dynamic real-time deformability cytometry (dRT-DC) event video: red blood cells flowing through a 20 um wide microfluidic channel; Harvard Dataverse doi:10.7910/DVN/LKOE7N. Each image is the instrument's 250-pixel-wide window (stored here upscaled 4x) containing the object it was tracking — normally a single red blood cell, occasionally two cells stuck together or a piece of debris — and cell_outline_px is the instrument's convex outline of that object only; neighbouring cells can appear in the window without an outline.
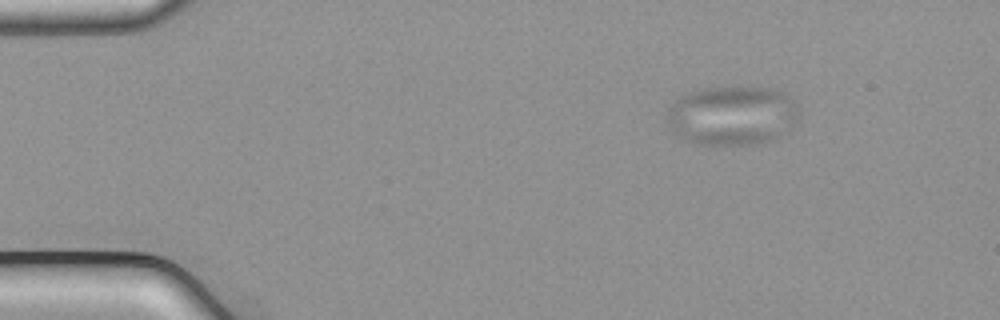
{"species": "common noctule bat (a hibernating species)", "species_latin": "Nyctalus noctula", "temperature_condition": "cold", "stored_images_in_passage": 47, "camera_frame_rate_fps": 3000, "um_per_image_px": 0.085, "animal": {"sex": "male", "body_mass_g": 21.5, "forearm_length_mm": 52.0}, "frame": {"image": 1, "passage_image": 1, "time_ms": 0.0, "image_size_px": [1000, 320], "cell_outline_px": [[796, 112], [788, 132], [772, 140], [752, 144], [700, 144], [688, 140], [680, 136], [672, 128], [668, 120], [668, 112], [672, 104], [680, 96], [688, 92], [700, 88], [752, 84], [768, 88], [780, 92], [788, 96], [796, 104]], "centroid_in_image_um": [62.23, 9.77], "position_along_channel_um": 22.8, "area_um2": 45.49}}
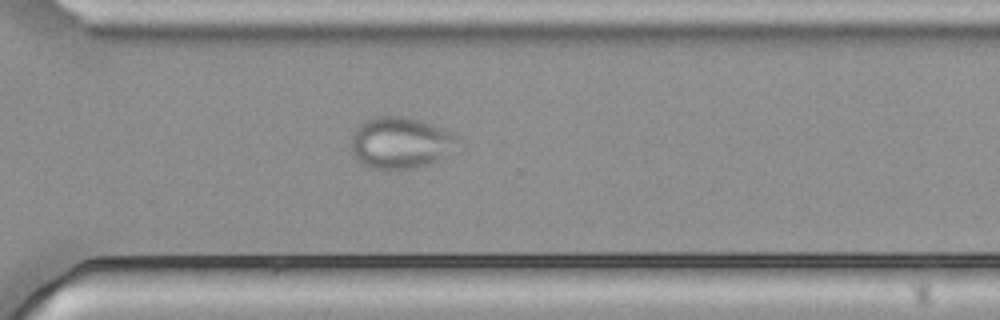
{"frame": {"image": 2, "passage_image": 32, "time_ms": 10.333, "image_size_px": [1000, 320], "cell_outline_px": [[460, 140], [436, 160], [428, 164], [416, 168], [384, 172], [372, 168], [364, 164], [352, 152], [352, 136], [356, 128], [360, 124], [372, 116], [404, 116], [420, 120], [448, 132], [456, 136]], "centroid_in_image_um": [33.96, 12.15], "position_along_channel_um": 336.6, "area_um2": 31.56}}
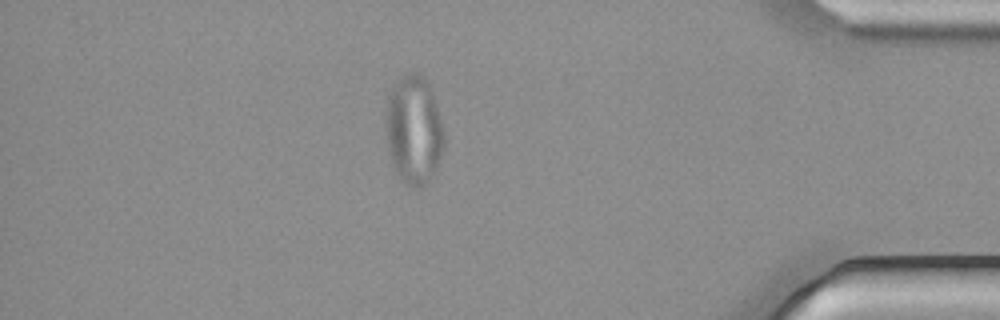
{"frame": {"image": 3, "passage_image": 40, "time_ms": 13.0, "image_size_px": [1000, 320], "cell_outline_px": [[444, 148], [428, 180], [420, 188], [412, 188], [404, 184], [400, 180], [392, 164], [388, 144], [388, 92], [396, 80], [404, 72], [420, 72], [428, 80], [432, 92], [444, 132]], "centroid_in_image_um": [35.18, 10.99], "position_along_channel_um": 400.0, "area_um2": 36.59}}